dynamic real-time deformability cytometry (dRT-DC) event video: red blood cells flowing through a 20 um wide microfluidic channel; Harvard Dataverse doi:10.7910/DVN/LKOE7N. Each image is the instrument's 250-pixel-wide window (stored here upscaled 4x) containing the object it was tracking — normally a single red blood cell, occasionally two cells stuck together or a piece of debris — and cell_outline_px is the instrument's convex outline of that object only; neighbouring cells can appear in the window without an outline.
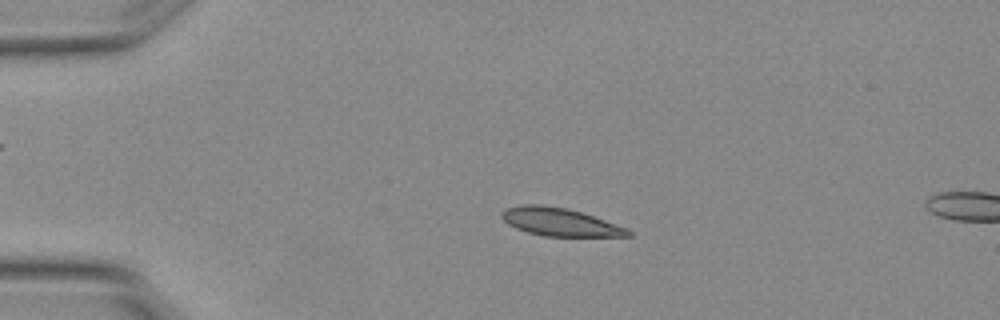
{"species": "Egyptian fruit bat (a non-hibernating species)", "species_latin": "Rousettus aegyptiacus", "temperature_condition": "warm", "stored_images_in_passage": 6, "camera_frame_rate_fps": 3000, "um_per_image_px": 0.085, "animal": {"sex": "female"}, "frame": {"image": 1, "passage_image": 3, "time_ms": 0.667, "image_size_px": [1000, 320], "cell_outline_px": [[632, 236], [544, 236], [528, 232], [516, 228], [508, 224], [500, 216], [500, 212], [504, 208], [524, 204], [540, 204], [564, 208], [580, 212], [628, 228], [632, 232]], "centroid_in_image_um": [47.55, 18.87], "position_along_channel_um": 37.5, "area_um2": 20.46}}
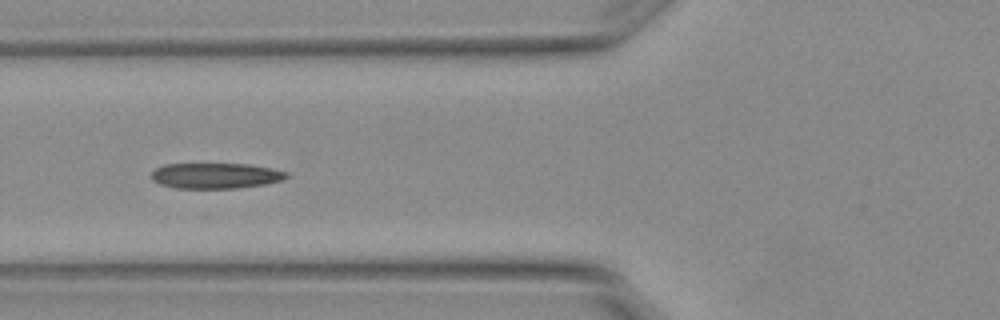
{"frame": {"image": 2, "passage_image": 5, "time_ms": 1.333, "image_size_px": [1000, 320], "cell_outline_px": [[288, 176], [284, 180], [264, 184], [236, 188], [176, 188], [160, 184], [152, 180], [152, 172], [156, 168], [164, 164], [248, 164], [272, 168], [288, 172]], "centroid_in_image_um": [18.34, 14.93], "position_along_channel_um": 107.5, "area_um2": 20.11}}
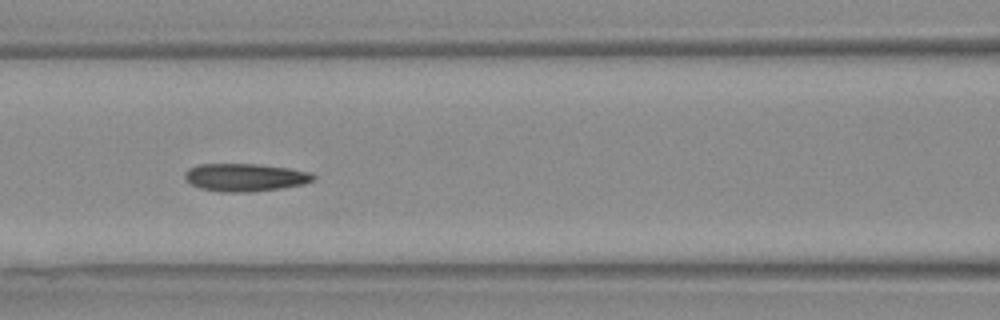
{"frame": {"image": 3, "passage_image": 6, "time_ms": 1.667, "image_size_px": [1000, 320], "cell_outline_px": [[316, 176], [312, 180], [304, 184], [280, 188], [248, 192], [220, 192], [200, 188], [192, 184], [184, 176], [184, 172], [188, 168], [200, 164], [256, 164], [288, 168], [312, 172]], "centroid_in_image_um": [20.83, 15.07], "position_along_channel_um": 145.8, "area_um2": 20.75}}